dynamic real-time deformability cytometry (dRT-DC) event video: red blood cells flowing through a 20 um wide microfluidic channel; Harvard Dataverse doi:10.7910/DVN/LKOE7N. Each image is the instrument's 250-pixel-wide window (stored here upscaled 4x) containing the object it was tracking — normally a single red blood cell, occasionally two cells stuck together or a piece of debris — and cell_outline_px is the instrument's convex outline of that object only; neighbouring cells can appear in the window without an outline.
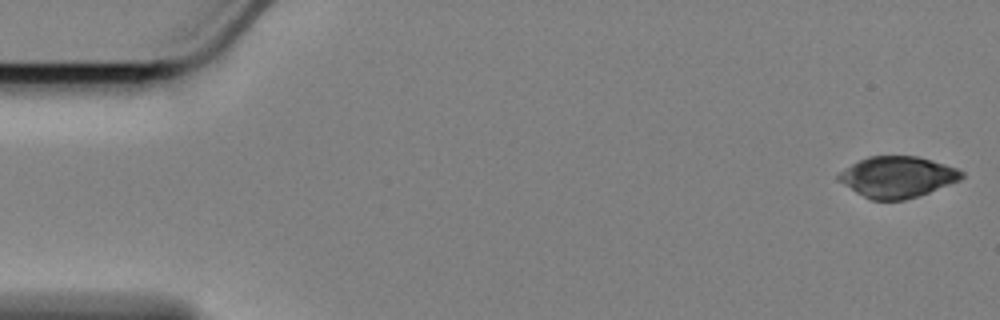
{"species": "Egyptian fruit bat (a non-hibernating species)", "species_latin": "Rousettus aegyptiacus", "temperature_condition": "cold", "stored_images_in_passage": 20, "camera_frame_rate_fps": 3000, "um_per_image_px": 0.085, "animal": {"sex": "female"}, "frame": {"image": 1, "passage_image": 1, "time_ms": 0.0, "image_size_px": [1000, 320], "cell_outline_px": [[964, 176], [960, 180], [928, 192], [904, 200], [872, 200], [856, 192], [836, 180], [836, 172], [868, 156], [916, 156], [944, 164], [956, 168], [964, 172]], "centroid_in_image_um": [76.22, 15.04], "position_along_channel_um": 8.8, "area_um2": 29.3}}
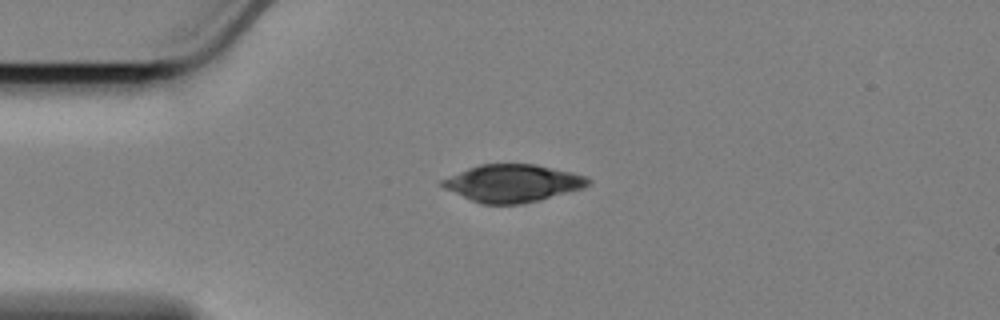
{"frame": {"image": 2, "passage_image": 13, "time_ms": 4.0, "image_size_px": [1000, 320], "cell_outline_px": [[592, 180], [584, 188], [540, 200], [524, 204], [484, 204], [472, 200], [444, 188], [440, 184], [440, 180], [468, 168], [480, 164], [536, 164], [584, 176]], "centroid_in_image_um": [43.57, 15.58], "position_along_channel_um": 41.4, "area_um2": 31.56}}
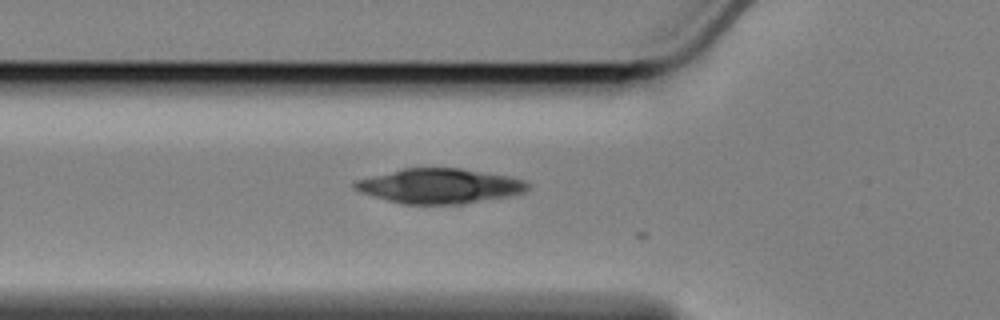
{"frame": {"image": 3, "passage_image": 19, "time_ms": 6.0, "image_size_px": [1000, 320], "cell_outline_px": [[532, 184], [524, 192], [508, 196], [464, 204], [404, 204], [388, 200], [360, 192], [352, 188], [352, 184], [356, 180], [404, 168], [460, 168], [512, 176], [524, 180]], "centroid_in_image_um": [37.4, 15.81], "position_along_channel_um": 88.4, "area_um2": 35.14}}